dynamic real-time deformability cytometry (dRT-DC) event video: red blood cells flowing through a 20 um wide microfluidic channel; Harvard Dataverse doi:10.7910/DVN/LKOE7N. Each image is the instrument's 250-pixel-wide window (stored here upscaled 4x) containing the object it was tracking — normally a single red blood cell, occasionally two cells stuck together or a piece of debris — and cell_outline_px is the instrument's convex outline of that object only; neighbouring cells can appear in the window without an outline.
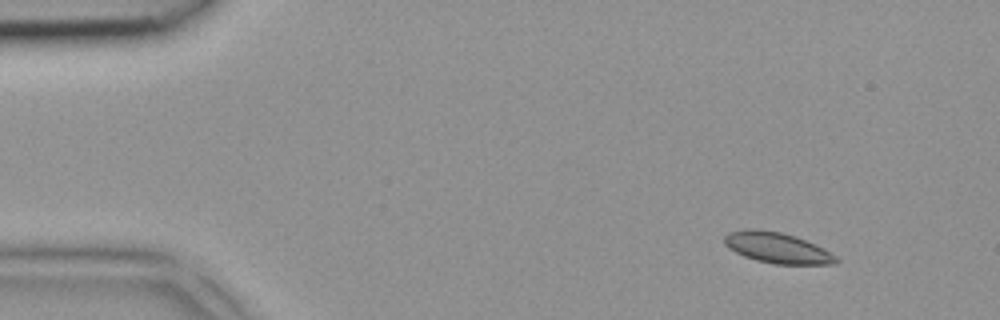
{"species": "common noctule bat (a hibernating species)", "species_latin": "Nyctalus noctula", "temperature_condition": "room temperature", "stored_images_in_passage": 4, "camera_frame_rate_fps": 3000, "um_per_image_px": 0.085, "animal": {"sex": "female", "body_mass_g": 18.4}, "frame": {"image": 1, "passage_image": 1, "time_ms": 0.0, "image_size_px": [1000, 320], "cell_outline_px": [[840, 260], [836, 264], [772, 264], [756, 260], [744, 256], [728, 248], [724, 244], [724, 236], [728, 232], [752, 228], [756, 228], [780, 232], [796, 236], [816, 244], [836, 256]], "centroid_in_image_um": [66.06, 21.06], "position_along_channel_um": 18.9, "area_um2": 20.11}}
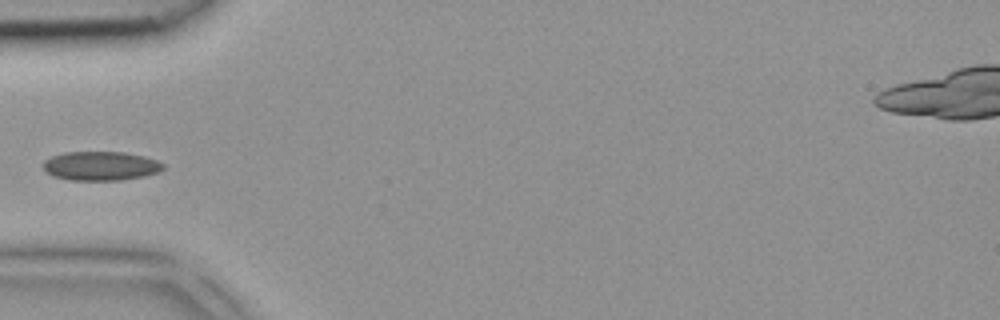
{"frame": {"image": 2, "passage_image": 4, "time_ms": 1.0, "image_size_px": [1000, 320], "cell_outline_px": [[164, 168], [160, 172], [144, 176], [120, 180], [72, 180], [52, 176], [40, 164], [44, 160], [52, 156], [64, 152], [124, 152], [144, 156], [156, 160], [164, 164]], "centroid_in_image_um": [8.56, 14.1], "position_along_channel_um": 76.4, "area_um2": 20.4}}